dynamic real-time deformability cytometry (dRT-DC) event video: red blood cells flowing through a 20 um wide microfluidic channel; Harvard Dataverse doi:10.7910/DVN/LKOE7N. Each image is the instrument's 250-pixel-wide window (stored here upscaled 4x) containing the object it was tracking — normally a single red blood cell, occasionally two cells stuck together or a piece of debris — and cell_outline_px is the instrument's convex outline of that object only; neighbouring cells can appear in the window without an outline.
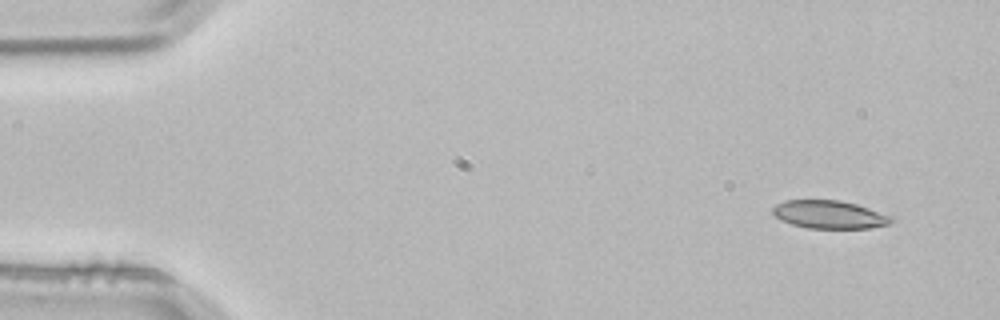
{"species": "common noctule bat (a hibernating species)", "species_latin": "Nyctalus noctula", "temperature_condition": "room temperature", "stored_images_in_passage": 2, "camera_frame_rate_fps": 3000, "um_per_image_px": 0.085, "animal": {"sex": "male", "body_mass_g": 21.5, "forearm_length_mm": 52.0}, "frame": {"image": 1, "passage_image": 1, "time_ms": 0.0, "image_size_px": [1000, 320], "cell_outline_px": [[896, 220], [888, 224], [868, 228], [808, 228], [792, 224], [780, 220], [772, 212], [772, 208], [776, 204], [784, 200], [840, 200], [856, 204], [896, 216]], "centroid_in_image_um": [70.54, 18.23], "position_along_channel_um": 14.5, "area_um2": 19.59}}